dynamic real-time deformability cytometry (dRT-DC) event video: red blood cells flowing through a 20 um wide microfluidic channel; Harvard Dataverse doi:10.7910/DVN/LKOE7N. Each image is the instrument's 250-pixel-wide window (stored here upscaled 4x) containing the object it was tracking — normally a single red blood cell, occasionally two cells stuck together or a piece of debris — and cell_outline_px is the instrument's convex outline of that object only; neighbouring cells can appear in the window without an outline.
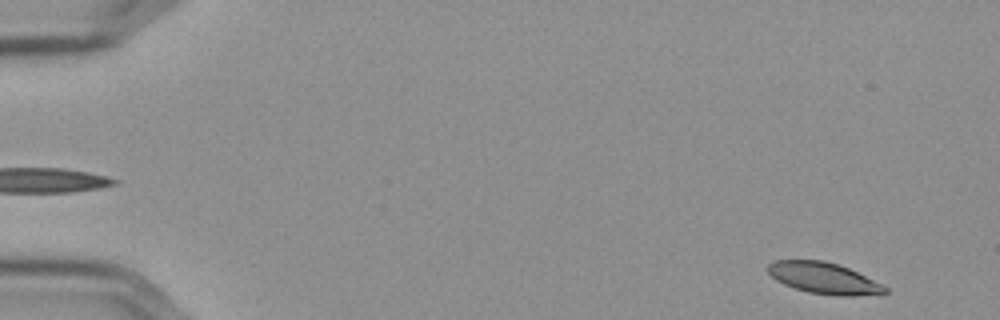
{"species": "Egyptian fruit bat (a non-hibernating species)", "species_latin": "Rousettus aegyptiacus", "temperature_condition": "cold", "stored_images_in_passage": 55, "camera_frame_rate_fps": 3000, "um_per_image_px": 0.085, "frame": {"image": 1, "passage_image": 2, "time_ms": 0.333, "image_size_px": [1000, 320], "cell_outline_px": [[888, 292], [852, 296], [836, 296], [808, 292], [784, 284], [776, 280], [768, 272], [768, 264], [772, 260], [824, 260], [848, 268], [884, 284], [888, 288]], "centroid_in_image_um": [70.03, 23.64], "position_along_channel_um": 15.0, "area_um2": 21.27}}
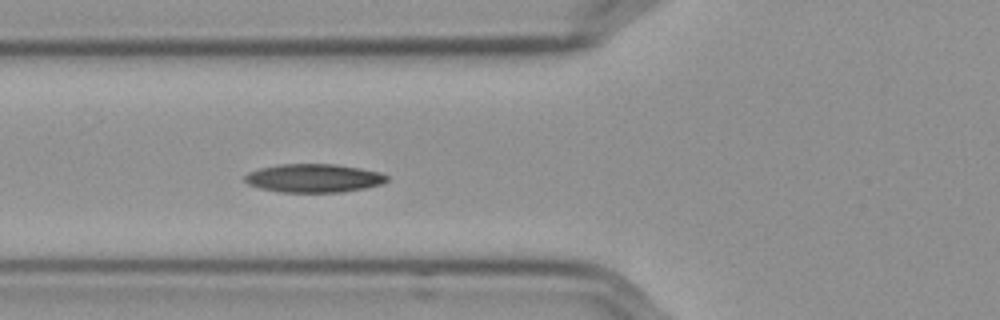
{"frame": {"image": 2, "passage_image": 20, "time_ms": 6.333, "image_size_px": [1000, 320], "cell_outline_px": [[388, 180], [380, 184], [364, 188], [340, 192], [280, 192], [260, 188], [248, 184], [244, 180], [244, 176], [248, 172], [260, 168], [280, 164], [332, 164], [360, 168], [380, 172], [388, 176]], "centroid_in_image_um": [26.64, 15.14], "position_along_channel_um": 99.2, "area_um2": 23.47}}
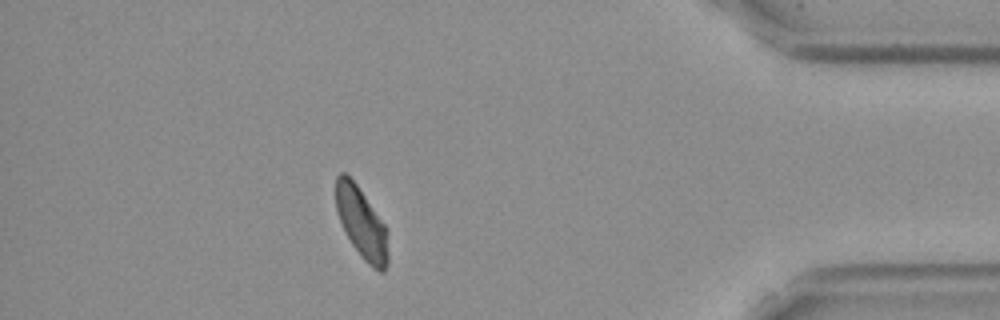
{"frame": {"image": 3, "passage_image": 49, "time_ms": 16.0, "image_size_px": [1000, 320], "cell_outline_px": [[388, 264], [384, 272], [380, 272], [372, 268], [364, 260], [352, 244], [340, 220], [336, 208], [336, 176], [340, 172], [344, 172], [356, 184], [384, 224], [388, 256]], "centroid_in_image_um": [30.72, 18.98], "position_along_channel_um": 404.5, "area_um2": 20.98}, "authors_computed_cell_mechanics": {"area_um2": 22.542, "velocity_mm_per_s": 3.5621, "shape_relaxation_time_tau1_ms": 8.7517, "shape_relaxation_time_tau2_ms": 4.6669, "deformation_change_tau1": 0.1878, "deformation_change_tau2": 0.0854}}